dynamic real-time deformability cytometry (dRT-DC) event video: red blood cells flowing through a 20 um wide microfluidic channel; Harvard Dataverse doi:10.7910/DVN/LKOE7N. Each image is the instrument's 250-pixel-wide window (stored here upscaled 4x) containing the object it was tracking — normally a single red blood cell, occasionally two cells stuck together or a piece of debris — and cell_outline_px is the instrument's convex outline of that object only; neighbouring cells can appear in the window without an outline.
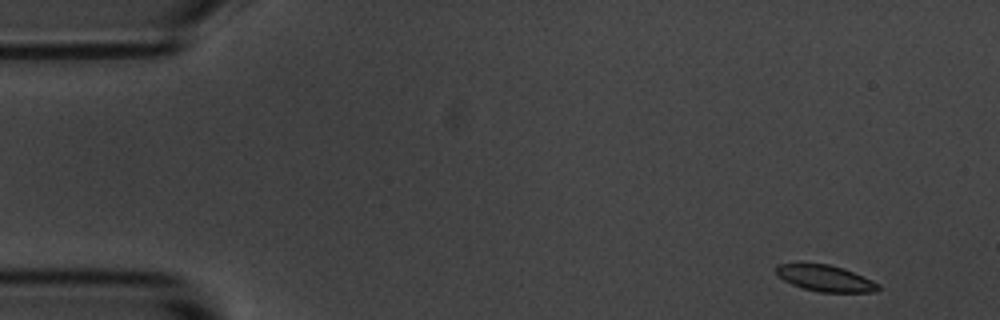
{"species": "common noctule bat (a hibernating species)", "species_latin": "Nyctalus noctula", "temperature_condition": "room temperature", "stored_images_in_passage": 5, "camera_frame_rate_fps": 3000, "um_per_image_px": 0.085, "animal": {"sex": "male", "body_mass_g": 20.1, "forearm_length_mm": 53.5}, "frame": {"image": 1, "passage_image": 1, "time_ms": 0.0, "image_size_px": [1000, 320], "cell_outline_px": [[880, 288], [876, 292], [820, 292], [804, 288], [792, 284], [784, 280], [776, 272], [776, 264], [828, 264], [844, 268], [872, 280], [880, 284]], "centroid_in_image_um": [70.19, 23.66], "position_along_channel_um": 14.8, "area_um2": 15.43}}